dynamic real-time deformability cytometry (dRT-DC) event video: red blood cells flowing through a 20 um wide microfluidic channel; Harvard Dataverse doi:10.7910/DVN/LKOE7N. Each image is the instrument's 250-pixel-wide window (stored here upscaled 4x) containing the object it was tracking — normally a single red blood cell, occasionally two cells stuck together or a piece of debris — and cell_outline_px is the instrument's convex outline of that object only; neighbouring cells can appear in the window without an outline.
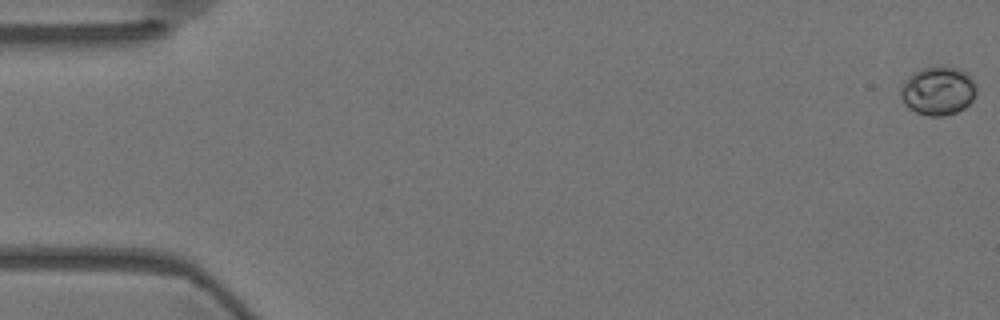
{"species": "Egyptian fruit bat (a non-hibernating species)", "species_latin": "Rousettus aegyptiacus", "temperature_condition": "warm", "stored_images_in_passage": 57, "camera_frame_rate_fps": 3000, "um_per_image_px": 0.085, "animal": {"sex": "female"}, "frame": {"image": 1, "passage_image": 1, "time_ms": 0.0, "image_size_px": [1000, 320], "cell_outline_px": [[972, 96], [960, 108], [952, 112], [920, 112], [912, 108], [908, 104], [912, 80], [916, 76], [924, 72], [952, 72], [964, 76], [968, 80], [972, 88]], "centroid_in_image_um": [79.84, 7.83], "position_along_channel_um": 5.2, "area_um2": 15.66}}
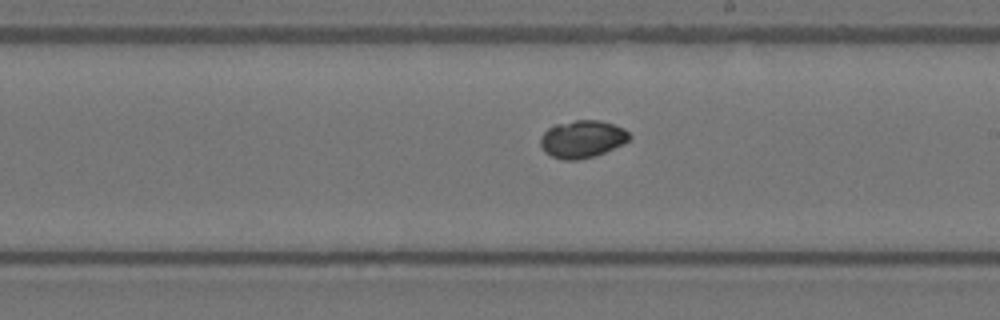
{"frame": {"image": 2, "passage_image": 33, "time_ms": 10.667, "image_size_px": [1000, 320], "cell_outline_px": [[628, 136], [624, 140], [600, 152], [588, 156], [556, 156], [548, 152], [544, 148], [544, 136], [552, 128], [584, 120], [608, 124], [620, 128], [628, 132]], "centroid_in_image_um": [49.52, 11.78], "position_along_channel_um": 239.5, "area_um2": 16.07}}
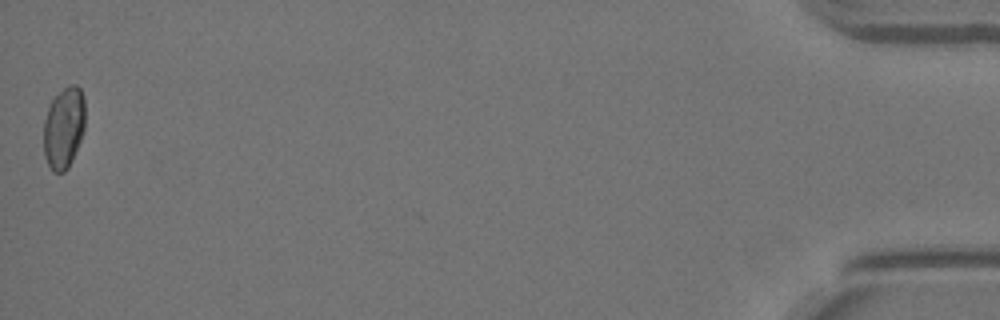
{"frame": {"image": 3, "passage_image": 57, "time_ms": 18.667, "image_size_px": [1000, 320], "cell_outline_px": [[84, 124], [80, 136], [72, 156], [68, 164], [60, 172], [56, 172], [52, 168], [48, 160], [44, 148], [44, 128], [48, 112], [52, 104], [76, 88], [80, 92], [84, 108]], "centroid_in_image_um": [5.41, 11.0], "position_along_channel_um": 429.8, "area_um2": 16.88}}